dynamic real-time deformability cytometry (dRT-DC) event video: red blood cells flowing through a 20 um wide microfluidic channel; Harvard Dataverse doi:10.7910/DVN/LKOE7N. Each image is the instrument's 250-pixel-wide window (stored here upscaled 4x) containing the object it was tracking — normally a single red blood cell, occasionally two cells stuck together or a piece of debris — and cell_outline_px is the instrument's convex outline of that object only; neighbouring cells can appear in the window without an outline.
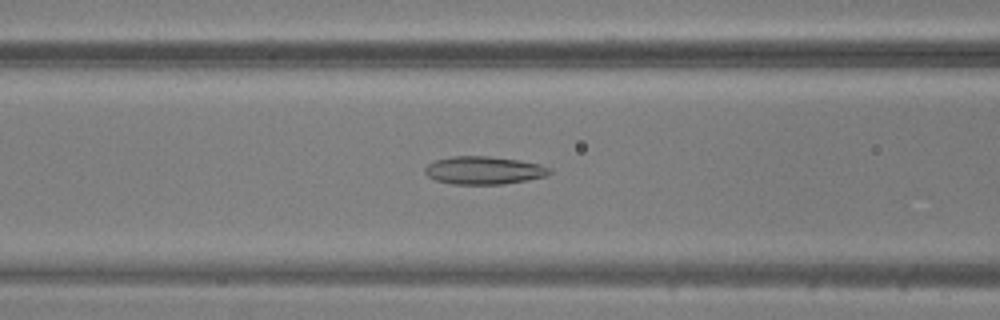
{"species": "common noctule bat (a hibernating species)", "species_latin": "Nyctalus noctula", "temperature_condition": "warm", "stored_images_in_passage": 49, "camera_frame_rate_fps": 3000, "um_per_image_px": 0.085, "animal": {"sex": "male", "body_mass_g": 20.5, "forearm_length_mm": 52.5}, "frame": {"image": 1, "passage_image": 20, "time_ms": 6.333, "image_size_px": [1000, 320], "cell_outline_px": [[552, 172], [548, 176], [528, 180], [504, 184], [452, 184], [436, 180], [428, 176], [424, 172], [424, 168], [428, 164], [436, 160], [452, 156], [488, 156], [520, 160], [540, 164], [552, 168]], "centroid_in_image_um": [41.17, 14.48], "position_along_channel_um": 125.4, "area_um2": 20.46}}
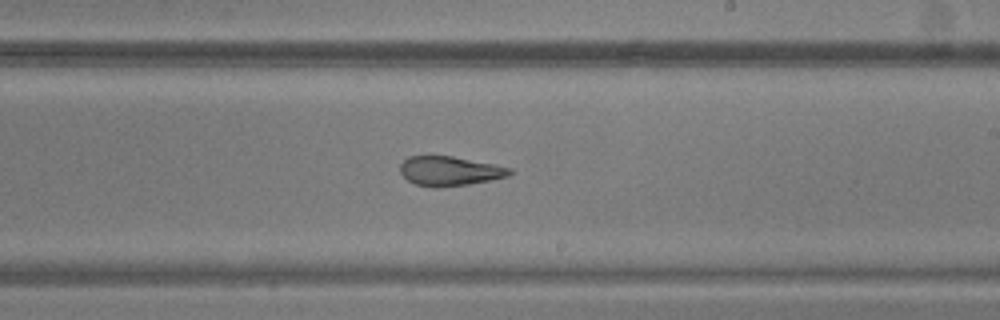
{"frame": {"image": 2, "passage_image": 29, "time_ms": 9.333, "image_size_px": [1000, 320], "cell_outline_px": [[512, 172], [508, 176], [468, 184], [436, 188], [432, 188], [416, 184], [408, 180], [400, 172], [400, 164], [408, 156], [452, 156], [496, 164], [512, 168]], "centroid_in_image_um": [38.22, 14.53], "position_along_channel_um": 250.8, "area_um2": 18.79}}
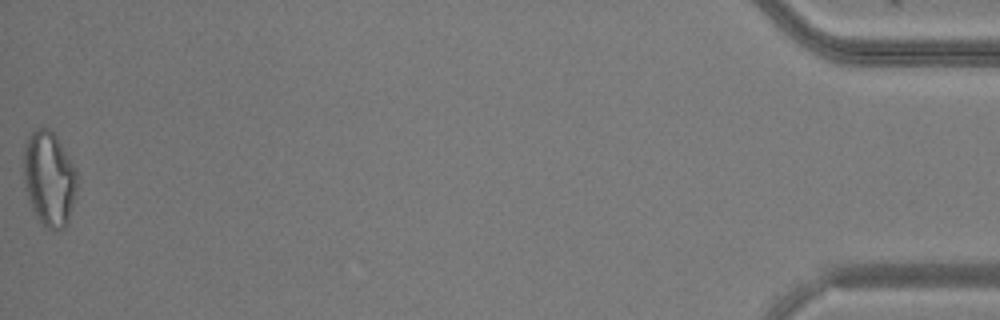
{"frame": {"image": 3, "passage_image": 49, "time_ms": 16.0, "image_size_px": [1000, 320], "cell_outline_px": [[76, 188], [68, 224], [64, 228], [56, 232], [48, 228], [40, 220], [32, 208], [24, 188], [24, 148], [32, 132], [36, 128], [48, 128], [56, 136], [76, 168]], "centroid_in_image_um": [4.18, 15.21], "position_along_channel_um": 431.0, "area_um2": 29.25}}